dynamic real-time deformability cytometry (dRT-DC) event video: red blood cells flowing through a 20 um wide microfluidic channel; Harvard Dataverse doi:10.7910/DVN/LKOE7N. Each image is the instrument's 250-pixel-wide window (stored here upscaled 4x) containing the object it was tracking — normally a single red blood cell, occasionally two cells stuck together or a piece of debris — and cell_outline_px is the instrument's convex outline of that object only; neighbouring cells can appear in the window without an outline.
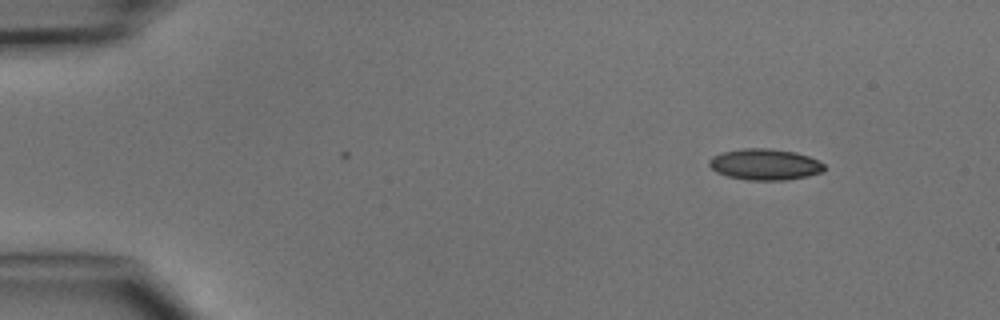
{"species": "common noctule bat (a hibernating species)", "species_latin": "Nyctalus noctula", "temperature_condition": "cold", "stored_images_in_passage": 3, "camera_frame_rate_fps": 3000, "um_per_image_px": 0.085, "animal": {"sex": "male", "body_mass_g": 15.6}, "frame": {"image": 1, "passage_image": 3, "time_ms": 2.667, "image_size_px": [1000, 320], "cell_outline_px": [[824, 172], [808, 176], [784, 180], [748, 180], [728, 176], [716, 172], [708, 164], [708, 160], [712, 156], [720, 152], [740, 148], [768, 148], [796, 152], [808, 156], [824, 164]], "centroid_in_image_um": [64.99, 13.97], "position_along_channel_um": 20.0, "area_um2": 21.04}}